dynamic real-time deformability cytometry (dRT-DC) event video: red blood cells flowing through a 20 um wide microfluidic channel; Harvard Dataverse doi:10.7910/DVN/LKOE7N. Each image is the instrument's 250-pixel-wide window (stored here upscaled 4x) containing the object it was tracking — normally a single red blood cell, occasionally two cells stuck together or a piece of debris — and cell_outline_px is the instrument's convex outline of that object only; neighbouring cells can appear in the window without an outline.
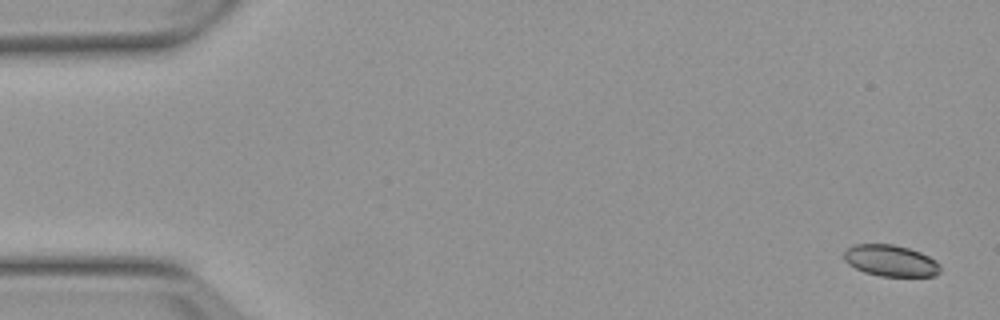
{"species": "Egyptian fruit bat (a non-hibernating species)", "species_latin": "Rousettus aegyptiacus", "temperature_condition": "warm", "stored_images_in_passage": 5, "camera_frame_rate_fps": 3000, "um_per_image_px": 0.085, "animal": {"sex": "female"}, "frame": {"image": 1, "passage_image": 1, "time_ms": 0.0, "image_size_px": [1000, 320], "cell_outline_px": [[940, 272], [936, 276], [880, 276], [864, 272], [848, 264], [844, 260], [844, 252], [848, 248], [856, 244], [892, 244], [908, 248], [920, 252], [936, 260], [940, 264]], "centroid_in_image_um": [75.72, 22.16], "position_along_channel_um": 9.3, "area_um2": 17.63}}
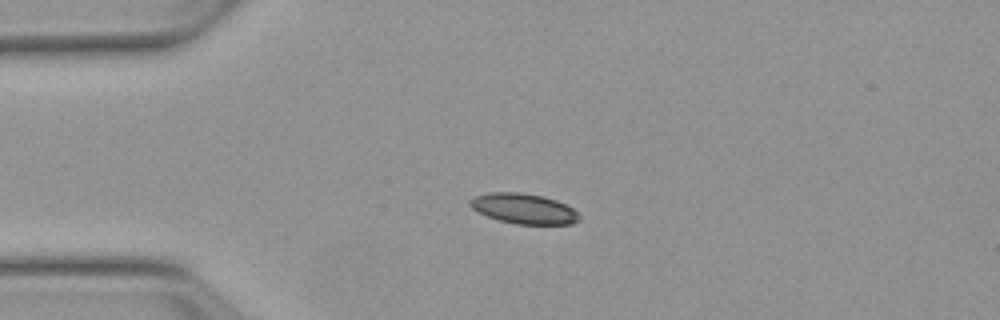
{"frame": {"image": 2, "passage_image": 4, "time_ms": 3.667, "image_size_px": [1000, 320], "cell_outline_px": [[580, 220], [572, 224], [516, 224], [500, 220], [488, 216], [472, 208], [468, 204], [468, 200], [476, 196], [488, 192], [520, 192], [544, 196], [556, 200], [572, 208], [580, 216]], "centroid_in_image_um": [44.52, 17.73], "position_along_channel_um": 40.5, "area_um2": 19.19}}